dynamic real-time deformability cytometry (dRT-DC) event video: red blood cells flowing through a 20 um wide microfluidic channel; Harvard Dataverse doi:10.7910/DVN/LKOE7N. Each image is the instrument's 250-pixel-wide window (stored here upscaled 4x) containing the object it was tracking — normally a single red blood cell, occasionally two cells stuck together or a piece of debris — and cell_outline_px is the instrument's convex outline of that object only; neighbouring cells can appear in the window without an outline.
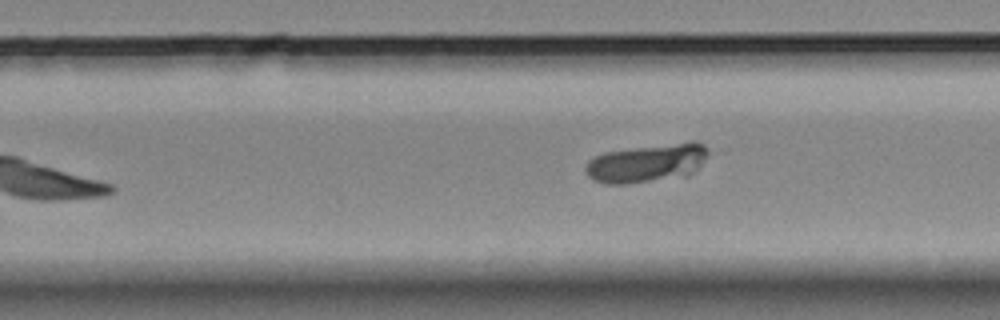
{"species": "Egyptian fruit bat (a non-hibernating species)", "species_latin": "Rousettus aegyptiacus", "temperature_condition": "room temperature", "stored_images_in_passage": 10, "camera_frame_rate_fps": 3000, "um_per_image_px": 0.085, "animal": {"sex": "female"}, "frame": {"image": 1, "passage_image": 10, "time_ms": 11.0, "image_size_px": [1000, 320], "cell_outline_px": [[708, 152], [700, 168], [696, 172], [688, 176], [628, 184], [604, 184], [592, 180], [588, 176], [584, 168], [588, 160], [604, 152], [636, 148], [680, 144], [704, 144], [708, 148]], "centroid_in_image_um": [54.94, 13.93], "position_along_channel_um": 274.9, "area_um2": 26.99}}